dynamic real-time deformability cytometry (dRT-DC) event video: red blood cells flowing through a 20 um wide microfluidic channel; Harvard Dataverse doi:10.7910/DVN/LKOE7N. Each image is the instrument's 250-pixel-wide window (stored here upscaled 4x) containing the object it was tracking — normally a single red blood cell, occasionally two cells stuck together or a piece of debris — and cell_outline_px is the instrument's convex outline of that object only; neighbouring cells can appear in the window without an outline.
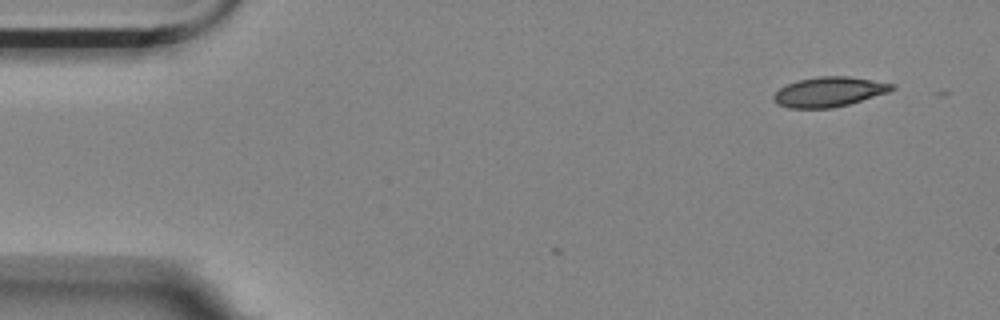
{"species": "Egyptian fruit bat (a non-hibernating species)", "species_latin": "Rousettus aegyptiacus", "temperature_condition": "room temperature", "stored_images_in_passage": 6, "camera_frame_rate_fps": 3000, "um_per_image_px": 0.085, "animal": {"sex": "female"}, "frame": {"image": 1, "passage_image": 6, "time_ms": 1.667, "image_size_px": [1000, 320], "cell_outline_px": [[896, 88], [888, 92], [848, 104], [832, 108], [788, 108], [776, 104], [772, 96], [780, 88], [796, 80], [820, 76], [848, 76], [896, 84]], "centroid_in_image_um": [70.46, 7.8], "position_along_channel_um": 14.5, "area_um2": 20.52}}